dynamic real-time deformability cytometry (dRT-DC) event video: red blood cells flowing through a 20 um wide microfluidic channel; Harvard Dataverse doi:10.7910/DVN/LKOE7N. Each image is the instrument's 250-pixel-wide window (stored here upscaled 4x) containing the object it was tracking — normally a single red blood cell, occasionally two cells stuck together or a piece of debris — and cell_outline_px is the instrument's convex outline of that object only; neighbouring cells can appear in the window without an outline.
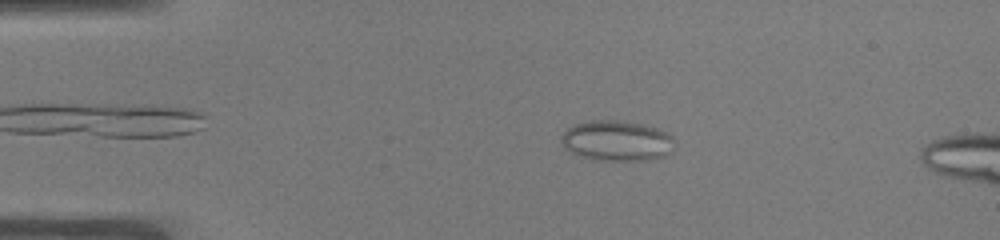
{"species": "common noctule bat (a hibernating species)", "species_latin": "Nyctalus noctula", "temperature_condition": "warm", "stored_images_in_passage": 16, "camera_frame_rate_fps": 3000, "um_per_image_px": 0.085, "animal": {"sex": "male", "body_mass_g": 19.0, "forearm_length_mm": 50.8}, "frame": {"image": 1, "passage_image": 10, "time_ms": 3.0, "image_size_px": [1000, 240], "cell_outline_px": [[672, 152], [664, 156], [644, 160], [600, 160], [584, 156], [572, 152], [564, 148], [560, 140], [560, 136], [568, 128], [576, 124], [592, 120], [620, 120], [644, 124], [656, 128], [672, 136]], "centroid_in_image_um": [52.41, 11.95], "position_along_channel_um": 32.6, "area_um2": 26.41}}